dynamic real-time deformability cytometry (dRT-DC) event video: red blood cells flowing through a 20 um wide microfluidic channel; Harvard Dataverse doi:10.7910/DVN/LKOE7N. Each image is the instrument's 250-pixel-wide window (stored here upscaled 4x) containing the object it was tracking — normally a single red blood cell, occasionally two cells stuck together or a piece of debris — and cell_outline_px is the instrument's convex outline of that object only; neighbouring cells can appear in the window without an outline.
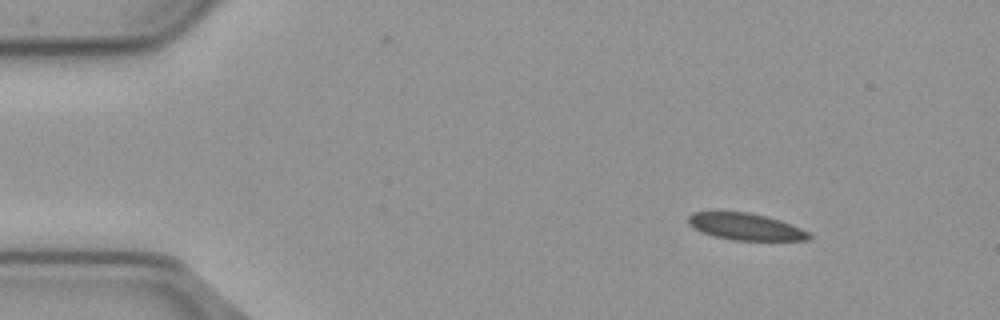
{"species": "common noctule bat (a hibernating species)", "species_latin": "Nyctalus noctula", "temperature_condition": "cold", "stored_images_in_passage": 50, "camera_frame_rate_fps": 3000, "um_per_image_px": 0.085, "animal": {"sex": "male", "body_mass_g": 23.1, "forearm_length_mm": 52.7}, "frame": {"image": 1, "passage_image": 1, "time_ms": 0.0, "image_size_px": [1000, 320], "cell_outline_px": [[812, 236], [808, 240], [732, 240], [700, 232], [692, 228], [688, 224], [688, 216], [692, 212], [748, 212], [780, 220], [800, 228], [808, 232]], "centroid_in_image_um": [63.33, 19.27], "position_along_channel_um": 21.7, "area_um2": 18.73}}
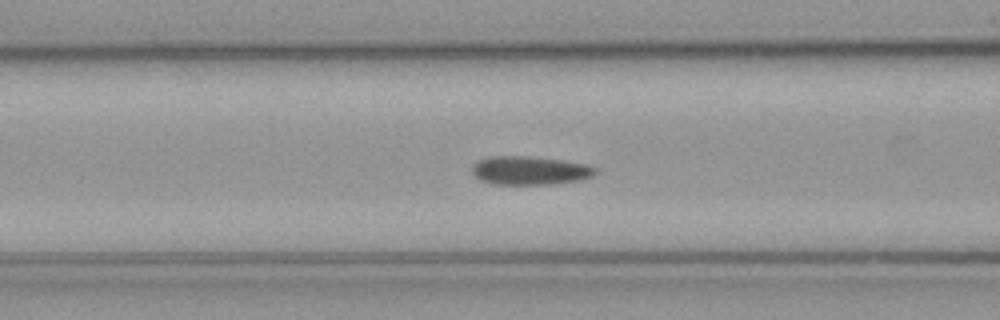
{"frame": {"image": 2, "passage_image": 16, "time_ms": 5.0, "image_size_px": [1000, 320], "cell_outline_px": [[596, 172], [592, 176], [580, 180], [552, 184], [492, 184], [480, 180], [472, 172], [472, 168], [480, 160], [492, 156], [524, 156], [560, 160], [584, 164], [596, 168]], "centroid_in_image_um": [45.03, 14.5], "position_along_channel_um": 121.6, "area_um2": 20.17}}
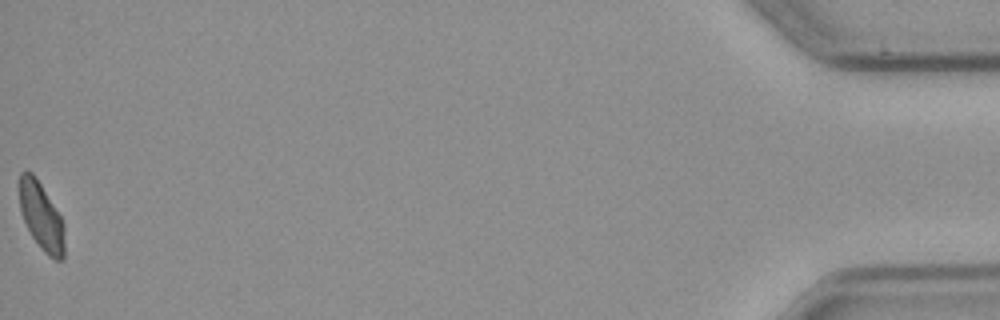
{"frame": {"image": 3, "passage_image": 50, "time_ms": 16.333, "image_size_px": [1000, 320], "cell_outline_px": [[64, 260], [56, 260], [48, 256], [44, 252], [32, 236], [20, 212], [20, 172], [32, 172], [40, 184], [60, 216], [64, 224]], "centroid_in_image_um": [3.53, 18.44], "position_along_channel_um": 431.7, "area_um2": 17.4}, "authors_computed_cell_mechanics": {"area_um2": 20.0277, "velocity_mm_per_s": 3.6715, "shape_relaxation_time_tau1_ms": null, "shape_relaxation_time_tau2_ms": 4.0818, "deformation_change_tau1": null, "deformation_change_tau2": 0.0966}}